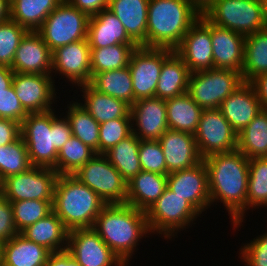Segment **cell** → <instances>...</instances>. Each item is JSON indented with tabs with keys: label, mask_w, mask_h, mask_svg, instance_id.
<instances>
[{
	"label": "cell",
	"mask_w": 267,
	"mask_h": 266,
	"mask_svg": "<svg viewBox=\"0 0 267 266\" xmlns=\"http://www.w3.org/2000/svg\"><path fill=\"white\" fill-rule=\"evenodd\" d=\"M76 101L67 104L65 114L70 122L72 135L99 154L100 124Z\"/></svg>",
	"instance_id": "cell-37"
},
{
	"label": "cell",
	"mask_w": 267,
	"mask_h": 266,
	"mask_svg": "<svg viewBox=\"0 0 267 266\" xmlns=\"http://www.w3.org/2000/svg\"><path fill=\"white\" fill-rule=\"evenodd\" d=\"M258 236L239 249L246 266H267V232Z\"/></svg>",
	"instance_id": "cell-46"
},
{
	"label": "cell",
	"mask_w": 267,
	"mask_h": 266,
	"mask_svg": "<svg viewBox=\"0 0 267 266\" xmlns=\"http://www.w3.org/2000/svg\"><path fill=\"white\" fill-rule=\"evenodd\" d=\"M75 8L85 13L88 17L95 16L108 8L109 0H68Z\"/></svg>",
	"instance_id": "cell-50"
},
{
	"label": "cell",
	"mask_w": 267,
	"mask_h": 266,
	"mask_svg": "<svg viewBox=\"0 0 267 266\" xmlns=\"http://www.w3.org/2000/svg\"><path fill=\"white\" fill-rule=\"evenodd\" d=\"M89 17L63 0L36 31L51 51L87 39Z\"/></svg>",
	"instance_id": "cell-9"
},
{
	"label": "cell",
	"mask_w": 267,
	"mask_h": 266,
	"mask_svg": "<svg viewBox=\"0 0 267 266\" xmlns=\"http://www.w3.org/2000/svg\"><path fill=\"white\" fill-rule=\"evenodd\" d=\"M2 194V181L0 180V195Z\"/></svg>",
	"instance_id": "cell-57"
},
{
	"label": "cell",
	"mask_w": 267,
	"mask_h": 266,
	"mask_svg": "<svg viewBox=\"0 0 267 266\" xmlns=\"http://www.w3.org/2000/svg\"><path fill=\"white\" fill-rule=\"evenodd\" d=\"M167 188L190 202L201 214L211 206L205 162L167 175Z\"/></svg>",
	"instance_id": "cell-18"
},
{
	"label": "cell",
	"mask_w": 267,
	"mask_h": 266,
	"mask_svg": "<svg viewBox=\"0 0 267 266\" xmlns=\"http://www.w3.org/2000/svg\"><path fill=\"white\" fill-rule=\"evenodd\" d=\"M190 4L200 13L204 14L215 0H188Z\"/></svg>",
	"instance_id": "cell-54"
},
{
	"label": "cell",
	"mask_w": 267,
	"mask_h": 266,
	"mask_svg": "<svg viewBox=\"0 0 267 266\" xmlns=\"http://www.w3.org/2000/svg\"><path fill=\"white\" fill-rule=\"evenodd\" d=\"M15 73H52V51L36 31H29L16 49L12 68Z\"/></svg>",
	"instance_id": "cell-21"
},
{
	"label": "cell",
	"mask_w": 267,
	"mask_h": 266,
	"mask_svg": "<svg viewBox=\"0 0 267 266\" xmlns=\"http://www.w3.org/2000/svg\"><path fill=\"white\" fill-rule=\"evenodd\" d=\"M203 161L208 173L211 205L219 201L223 203L234 230H237L247 213L249 159L234 150L207 156Z\"/></svg>",
	"instance_id": "cell-1"
},
{
	"label": "cell",
	"mask_w": 267,
	"mask_h": 266,
	"mask_svg": "<svg viewBox=\"0 0 267 266\" xmlns=\"http://www.w3.org/2000/svg\"><path fill=\"white\" fill-rule=\"evenodd\" d=\"M68 232L62 220L52 211L20 234L27 240L44 246L51 253H58L67 251Z\"/></svg>",
	"instance_id": "cell-29"
},
{
	"label": "cell",
	"mask_w": 267,
	"mask_h": 266,
	"mask_svg": "<svg viewBox=\"0 0 267 266\" xmlns=\"http://www.w3.org/2000/svg\"><path fill=\"white\" fill-rule=\"evenodd\" d=\"M54 77L50 74L15 73L12 86L21 105L27 113H40L52 110L56 101Z\"/></svg>",
	"instance_id": "cell-16"
},
{
	"label": "cell",
	"mask_w": 267,
	"mask_h": 266,
	"mask_svg": "<svg viewBox=\"0 0 267 266\" xmlns=\"http://www.w3.org/2000/svg\"><path fill=\"white\" fill-rule=\"evenodd\" d=\"M32 167L22 137L11 144L0 146V180L28 171Z\"/></svg>",
	"instance_id": "cell-41"
},
{
	"label": "cell",
	"mask_w": 267,
	"mask_h": 266,
	"mask_svg": "<svg viewBox=\"0 0 267 266\" xmlns=\"http://www.w3.org/2000/svg\"><path fill=\"white\" fill-rule=\"evenodd\" d=\"M13 75L10 67L0 65V91H6L12 85Z\"/></svg>",
	"instance_id": "cell-53"
},
{
	"label": "cell",
	"mask_w": 267,
	"mask_h": 266,
	"mask_svg": "<svg viewBox=\"0 0 267 266\" xmlns=\"http://www.w3.org/2000/svg\"><path fill=\"white\" fill-rule=\"evenodd\" d=\"M2 241L0 240V256H1V251H2Z\"/></svg>",
	"instance_id": "cell-58"
},
{
	"label": "cell",
	"mask_w": 267,
	"mask_h": 266,
	"mask_svg": "<svg viewBox=\"0 0 267 266\" xmlns=\"http://www.w3.org/2000/svg\"><path fill=\"white\" fill-rule=\"evenodd\" d=\"M106 204L73 175H58L54 190L53 212L68 230L92 228Z\"/></svg>",
	"instance_id": "cell-5"
},
{
	"label": "cell",
	"mask_w": 267,
	"mask_h": 266,
	"mask_svg": "<svg viewBox=\"0 0 267 266\" xmlns=\"http://www.w3.org/2000/svg\"><path fill=\"white\" fill-rule=\"evenodd\" d=\"M173 52L171 49L143 46L133 51L128 67L135 101L155 97L162 64Z\"/></svg>",
	"instance_id": "cell-12"
},
{
	"label": "cell",
	"mask_w": 267,
	"mask_h": 266,
	"mask_svg": "<svg viewBox=\"0 0 267 266\" xmlns=\"http://www.w3.org/2000/svg\"><path fill=\"white\" fill-rule=\"evenodd\" d=\"M151 233L165 239L175 238L178 231L192 227L201 213L186 199L166 188L157 201L145 212ZM192 223V224H191ZM187 226V227H186Z\"/></svg>",
	"instance_id": "cell-6"
},
{
	"label": "cell",
	"mask_w": 267,
	"mask_h": 266,
	"mask_svg": "<svg viewBox=\"0 0 267 266\" xmlns=\"http://www.w3.org/2000/svg\"><path fill=\"white\" fill-rule=\"evenodd\" d=\"M98 92L124 101L130 106L135 102L129 67L96 73L90 83Z\"/></svg>",
	"instance_id": "cell-33"
},
{
	"label": "cell",
	"mask_w": 267,
	"mask_h": 266,
	"mask_svg": "<svg viewBox=\"0 0 267 266\" xmlns=\"http://www.w3.org/2000/svg\"><path fill=\"white\" fill-rule=\"evenodd\" d=\"M96 154L93 149L72 135L59 150L57 163L53 169L59 175H73Z\"/></svg>",
	"instance_id": "cell-39"
},
{
	"label": "cell",
	"mask_w": 267,
	"mask_h": 266,
	"mask_svg": "<svg viewBox=\"0 0 267 266\" xmlns=\"http://www.w3.org/2000/svg\"><path fill=\"white\" fill-rule=\"evenodd\" d=\"M243 83L241 72L213 68L190 73L187 93L203 110L219 109Z\"/></svg>",
	"instance_id": "cell-8"
},
{
	"label": "cell",
	"mask_w": 267,
	"mask_h": 266,
	"mask_svg": "<svg viewBox=\"0 0 267 266\" xmlns=\"http://www.w3.org/2000/svg\"><path fill=\"white\" fill-rule=\"evenodd\" d=\"M139 146L140 139L132 133L104 154L126 182L142 171L138 155Z\"/></svg>",
	"instance_id": "cell-36"
},
{
	"label": "cell",
	"mask_w": 267,
	"mask_h": 266,
	"mask_svg": "<svg viewBox=\"0 0 267 266\" xmlns=\"http://www.w3.org/2000/svg\"><path fill=\"white\" fill-rule=\"evenodd\" d=\"M174 52L190 73L213 69L211 22L203 14L191 25Z\"/></svg>",
	"instance_id": "cell-15"
},
{
	"label": "cell",
	"mask_w": 267,
	"mask_h": 266,
	"mask_svg": "<svg viewBox=\"0 0 267 266\" xmlns=\"http://www.w3.org/2000/svg\"><path fill=\"white\" fill-rule=\"evenodd\" d=\"M130 116L132 133L140 140H159L169 129L165 99H139L131 105Z\"/></svg>",
	"instance_id": "cell-19"
},
{
	"label": "cell",
	"mask_w": 267,
	"mask_h": 266,
	"mask_svg": "<svg viewBox=\"0 0 267 266\" xmlns=\"http://www.w3.org/2000/svg\"><path fill=\"white\" fill-rule=\"evenodd\" d=\"M267 207V157L249 159L247 210Z\"/></svg>",
	"instance_id": "cell-40"
},
{
	"label": "cell",
	"mask_w": 267,
	"mask_h": 266,
	"mask_svg": "<svg viewBox=\"0 0 267 266\" xmlns=\"http://www.w3.org/2000/svg\"><path fill=\"white\" fill-rule=\"evenodd\" d=\"M58 173L53 168L32 166L2 181V195L10 202L46 200L53 205Z\"/></svg>",
	"instance_id": "cell-11"
},
{
	"label": "cell",
	"mask_w": 267,
	"mask_h": 266,
	"mask_svg": "<svg viewBox=\"0 0 267 266\" xmlns=\"http://www.w3.org/2000/svg\"><path fill=\"white\" fill-rule=\"evenodd\" d=\"M213 68L242 72L245 36L211 23Z\"/></svg>",
	"instance_id": "cell-23"
},
{
	"label": "cell",
	"mask_w": 267,
	"mask_h": 266,
	"mask_svg": "<svg viewBox=\"0 0 267 266\" xmlns=\"http://www.w3.org/2000/svg\"><path fill=\"white\" fill-rule=\"evenodd\" d=\"M203 15L245 37L266 28L262 0H215Z\"/></svg>",
	"instance_id": "cell-7"
},
{
	"label": "cell",
	"mask_w": 267,
	"mask_h": 266,
	"mask_svg": "<svg viewBox=\"0 0 267 266\" xmlns=\"http://www.w3.org/2000/svg\"><path fill=\"white\" fill-rule=\"evenodd\" d=\"M73 176L97 193L105 204L126 203L127 182L104 154H96Z\"/></svg>",
	"instance_id": "cell-10"
},
{
	"label": "cell",
	"mask_w": 267,
	"mask_h": 266,
	"mask_svg": "<svg viewBox=\"0 0 267 266\" xmlns=\"http://www.w3.org/2000/svg\"><path fill=\"white\" fill-rule=\"evenodd\" d=\"M194 136L203 159L237 150V133L219 109L202 110Z\"/></svg>",
	"instance_id": "cell-13"
},
{
	"label": "cell",
	"mask_w": 267,
	"mask_h": 266,
	"mask_svg": "<svg viewBox=\"0 0 267 266\" xmlns=\"http://www.w3.org/2000/svg\"><path fill=\"white\" fill-rule=\"evenodd\" d=\"M47 266H80L67 252L51 253L47 259Z\"/></svg>",
	"instance_id": "cell-52"
},
{
	"label": "cell",
	"mask_w": 267,
	"mask_h": 266,
	"mask_svg": "<svg viewBox=\"0 0 267 266\" xmlns=\"http://www.w3.org/2000/svg\"><path fill=\"white\" fill-rule=\"evenodd\" d=\"M158 141L165 156L167 175L203 161L194 134L168 129Z\"/></svg>",
	"instance_id": "cell-20"
},
{
	"label": "cell",
	"mask_w": 267,
	"mask_h": 266,
	"mask_svg": "<svg viewBox=\"0 0 267 266\" xmlns=\"http://www.w3.org/2000/svg\"><path fill=\"white\" fill-rule=\"evenodd\" d=\"M13 219L18 233L53 211L52 204L46 200H21L11 202Z\"/></svg>",
	"instance_id": "cell-42"
},
{
	"label": "cell",
	"mask_w": 267,
	"mask_h": 266,
	"mask_svg": "<svg viewBox=\"0 0 267 266\" xmlns=\"http://www.w3.org/2000/svg\"><path fill=\"white\" fill-rule=\"evenodd\" d=\"M237 150L248 159L267 157V110L262 109L237 134Z\"/></svg>",
	"instance_id": "cell-34"
},
{
	"label": "cell",
	"mask_w": 267,
	"mask_h": 266,
	"mask_svg": "<svg viewBox=\"0 0 267 266\" xmlns=\"http://www.w3.org/2000/svg\"><path fill=\"white\" fill-rule=\"evenodd\" d=\"M51 252L18 233L2 243L0 266H47Z\"/></svg>",
	"instance_id": "cell-26"
},
{
	"label": "cell",
	"mask_w": 267,
	"mask_h": 266,
	"mask_svg": "<svg viewBox=\"0 0 267 266\" xmlns=\"http://www.w3.org/2000/svg\"><path fill=\"white\" fill-rule=\"evenodd\" d=\"M260 100L263 110H267V73L260 74L250 82Z\"/></svg>",
	"instance_id": "cell-51"
},
{
	"label": "cell",
	"mask_w": 267,
	"mask_h": 266,
	"mask_svg": "<svg viewBox=\"0 0 267 266\" xmlns=\"http://www.w3.org/2000/svg\"><path fill=\"white\" fill-rule=\"evenodd\" d=\"M190 71L184 61L173 52L162 64L155 97L168 99L188 90Z\"/></svg>",
	"instance_id": "cell-30"
},
{
	"label": "cell",
	"mask_w": 267,
	"mask_h": 266,
	"mask_svg": "<svg viewBox=\"0 0 267 266\" xmlns=\"http://www.w3.org/2000/svg\"><path fill=\"white\" fill-rule=\"evenodd\" d=\"M54 110L28 113L21 123V137L32 166L54 168L59 150L72 136L66 116L61 118Z\"/></svg>",
	"instance_id": "cell-3"
},
{
	"label": "cell",
	"mask_w": 267,
	"mask_h": 266,
	"mask_svg": "<svg viewBox=\"0 0 267 266\" xmlns=\"http://www.w3.org/2000/svg\"><path fill=\"white\" fill-rule=\"evenodd\" d=\"M199 17L188 0H149L146 47L174 51Z\"/></svg>",
	"instance_id": "cell-4"
},
{
	"label": "cell",
	"mask_w": 267,
	"mask_h": 266,
	"mask_svg": "<svg viewBox=\"0 0 267 266\" xmlns=\"http://www.w3.org/2000/svg\"><path fill=\"white\" fill-rule=\"evenodd\" d=\"M219 110L238 134L262 111V107L253 85L244 82L222 101Z\"/></svg>",
	"instance_id": "cell-22"
},
{
	"label": "cell",
	"mask_w": 267,
	"mask_h": 266,
	"mask_svg": "<svg viewBox=\"0 0 267 266\" xmlns=\"http://www.w3.org/2000/svg\"><path fill=\"white\" fill-rule=\"evenodd\" d=\"M63 0H16L11 4L10 19L28 31H37Z\"/></svg>",
	"instance_id": "cell-32"
},
{
	"label": "cell",
	"mask_w": 267,
	"mask_h": 266,
	"mask_svg": "<svg viewBox=\"0 0 267 266\" xmlns=\"http://www.w3.org/2000/svg\"><path fill=\"white\" fill-rule=\"evenodd\" d=\"M168 128L195 134L198 128L202 108L186 92L165 99Z\"/></svg>",
	"instance_id": "cell-31"
},
{
	"label": "cell",
	"mask_w": 267,
	"mask_h": 266,
	"mask_svg": "<svg viewBox=\"0 0 267 266\" xmlns=\"http://www.w3.org/2000/svg\"><path fill=\"white\" fill-rule=\"evenodd\" d=\"M11 5L8 0H0V23L10 19Z\"/></svg>",
	"instance_id": "cell-55"
},
{
	"label": "cell",
	"mask_w": 267,
	"mask_h": 266,
	"mask_svg": "<svg viewBox=\"0 0 267 266\" xmlns=\"http://www.w3.org/2000/svg\"><path fill=\"white\" fill-rule=\"evenodd\" d=\"M167 188V175L140 171L127 182L126 203L146 212Z\"/></svg>",
	"instance_id": "cell-27"
},
{
	"label": "cell",
	"mask_w": 267,
	"mask_h": 266,
	"mask_svg": "<svg viewBox=\"0 0 267 266\" xmlns=\"http://www.w3.org/2000/svg\"><path fill=\"white\" fill-rule=\"evenodd\" d=\"M131 134V118H116L100 124L99 154H105Z\"/></svg>",
	"instance_id": "cell-44"
},
{
	"label": "cell",
	"mask_w": 267,
	"mask_h": 266,
	"mask_svg": "<svg viewBox=\"0 0 267 266\" xmlns=\"http://www.w3.org/2000/svg\"><path fill=\"white\" fill-rule=\"evenodd\" d=\"M67 252L80 266H126L93 228L69 231Z\"/></svg>",
	"instance_id": "cell-14"
},
{
	"label": "cell",
	"mask_w": 267,
	"mask_h": 266,
	"mask_svg": "<svg viewBox=\"0 0 267 266\" xmlns=\"http://www.w3.org/2000/svg\"><path fill=\"white\" fill-rule=\"evenodd\" d=\"M16 0H8L9 4L11 5Z\"/></svg>",
	"instance_id": "cell-59"
},
{
	"label": "cell",
	"mask_w": 267,
	"mask_h": 266,
	"mask_svg": "<svg viewBox=\"0 0 267 266\" xmlns=\"http://www.w3.org/2000/svg\"><path fill=\"white\" fill-rule=\"evenodd\" d=\"M138 155L142 171L167 175L165 156L158 140H140Z\"/></svg>",
	"instance_id": "cell-45"
},
{
	"label": "cell",
	"mask_w": 267,
	"mask_h": 266,
	"mask_svg": "<svg viewBox=\"0 0 267 266\" xmlns=\"http://www.w3.org/2000/svg\"><path fill=\"white\" fill-rule=\"evenodd\" d=\"M20 137V123L13 119L0 118V146L11 144Z\"/></svg>",
	"instance_id": "cell-49"
},
{
	"label": "cell",
	"mask_w": 267,
	"mask_h": 266,
	"mask_svg": "<svg viewBox=\"0 0 267 266\" xmlns=\"http://www.w3.org/2000/svg\"><path fill=\"white\" fill-rule=\"evenodd\" d=\"M244 52L241 72L244 82L267 73V28L245 37Z\"/></svg>",
	"instance_id": "cell-35"
},
{
	"label": "cell",
	"mask_w": 267,
	"mask_h": 266,
	"mask_svg": "<svg viewBox=\"0 0 267 266\" xmlns=\"http://www.w3.org/2000/svg\"><path fill=\"white\" fill-rule=\"evenodd\" d=\"M28 32L11 19L0 23V65L12 68L16 49Z\"/></svg>",
	"instance_id": "cell-43"
},
{
	"label": "cell",
	"mask_w": 267,
	"mask_h": 266,
	"mask_svg": "<svg viewBox=\"0 0 267 266\" xmlns=\"http://www.w3.org/2000/svg\"><path fill=\"white\" fill-rule=\"evenodd\" d=\"M149 0H109L108 9L123 24L128 36L138 45L146 47Z\"/></svg>",
	"instance_id": "cell-25"
},
{
	"label": "cell",
	"mask_w": 267,
	"mask_h": 266,
	"mask_svg": "<svg viewBox=\"0 0 267 266\" xmlns=\"http://www.w3.org/2000/svg\"><path fill=\"white\" fill-rule=\"evenodd\" d=\"M78 87L83 92L84 103L80 104L99 124L116 118H131V106L124 101L98 92L89 83Z\"/></svg>",
	"instance_id": "cell-28"
},
{
	"label": "cell",
	"mask_w": 267,
	"mask_h": 266,
	"mask_svg": "<svg viewBox=\"0 0 267 266\" xmlns=\"http://www.w3.org/2000/svg\"><path fill=\"white\" fill-rule=\"evenodd\" d=\"M27 116L12 85L6 91H0V118L13 119L21 124Z\"/></svg>",
	"instance_id": "cell-47"
},
{
	"label": "cell",
	"mask_w": 267,
	"mask_h": 266,
	"mask_svg": "<svg viewBox=\"0 0 267 266\" xmlns=\"http://www.w3.org/2000/svg\"><path fill=\"white\" fill-rule=\"evenodd\" d=\"M92 228L126 266L140 239L151 234L145 212L127 203L106 204Z\"/></svg>",
	"instance_id": "cell-2"
},
{
	"label": "cell",
	"mask_w": 267,
	"mask_h": 266,
	"mask_svg": "<svg viewBox=\"0 0 267 266\" xmlns=\"http://www.w3.org/2000/svg\"><path fill=\"white\" fill-rule=\"evenodd\" d=\"M264 5V18L266 22V28H267V0H262Z\"/></svg>",
	"instance_id": "cell-56"
},
{
	"label": "cell",
	"mask_w": 267,
	"mask_h": 266,
	"mask_svg": "<svg viewBox=\"0 0 267 266\" xmlns=\"http://www.w3.org/2000/svg\"><path fill=\"white\" fill-rule=\"evenodd\" d=\"M14 224L12 205L2 194L0 195V240L8 241L17 235Z\"/></svg>",
	"instance_id": "cell-48"
},
{
	"label": "cell",
	"mask_w": 267,
	"mask_h": 266,
	"mask_svg": "<svg viewBox=\"0 0 267 266\" xmlns=\"http://www.w3.org/2000/svg\"><path fill=\"white\" fill-rule=\"evenodd\" d=\"M67 78L76 87L90 83L91 48L88 39L60 46L52 51V74ZM77 84V85H76Z\"/></svg>",
	"instance_id": "cell-17"
},
{
	"label": "cell",
	"mask_w": 267,
	"mask_h": 266,
	"mask_svg": "<svg viewBox=\"0 0 267 266\" xmlns=\"http://www.w3.org/2000/svg\"><path fill=\"white\" fill-rule=\"evenodd\" d=\"M137 47V44H116L104 48H91V76L127 67L131 54Z\"/></svg>",
	"instance_id": "cell-38"
},
{
	"label": "cell",
	"mask_w": 267,
	"mask_h": 266,
	"mask_svg": "<svg viewBox=\"0 0 267 266\" xmlns=\"http://www.w3.org/2000/svg\"><path fill=\"white\" fill-rule=\"evenodd\" d=\"M87 39L90 48L136 44L126 33L121 21L108 8L89 17Z\"/></svg>",
	"instance_id": "cell-24"
}]
</instances>
